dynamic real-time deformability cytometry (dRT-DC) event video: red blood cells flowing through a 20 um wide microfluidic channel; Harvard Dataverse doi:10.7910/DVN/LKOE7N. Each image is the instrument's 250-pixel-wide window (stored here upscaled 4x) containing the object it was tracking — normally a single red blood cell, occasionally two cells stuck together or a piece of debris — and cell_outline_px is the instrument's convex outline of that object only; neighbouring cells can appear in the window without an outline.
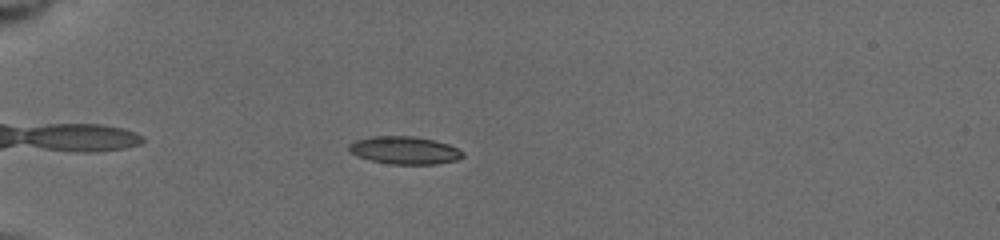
{"species": "common noctule bat (a hibernating species)", "species_latin": "Nyctalus noctula", "temperature_condition": "cold", "stored_images_in_passage": 2, "camera_frame_rate_fps": 3000, "um_per_image_px": 0.085, "animal": {"sex": "female", "body_mass_g": 19.5, "forearm_length_mm": 54.1}, "frame": {"image": 1, "passage_image": 1, "time_ms": 0.0, "image_size_px": [1000, 240], "cell_outline_px": [[464, 156], [456, 160], [436, 164], [388, 164], [356, 156], [348, 152], [348, 144], [356, 140], [372, 136], [412, 136], [432, 140], [448, 144], [464, 152]], "centroid_in_image_um": [34.35, 12.78], "position_along_channel_um": 50.7, "area_um2": 18.38}}